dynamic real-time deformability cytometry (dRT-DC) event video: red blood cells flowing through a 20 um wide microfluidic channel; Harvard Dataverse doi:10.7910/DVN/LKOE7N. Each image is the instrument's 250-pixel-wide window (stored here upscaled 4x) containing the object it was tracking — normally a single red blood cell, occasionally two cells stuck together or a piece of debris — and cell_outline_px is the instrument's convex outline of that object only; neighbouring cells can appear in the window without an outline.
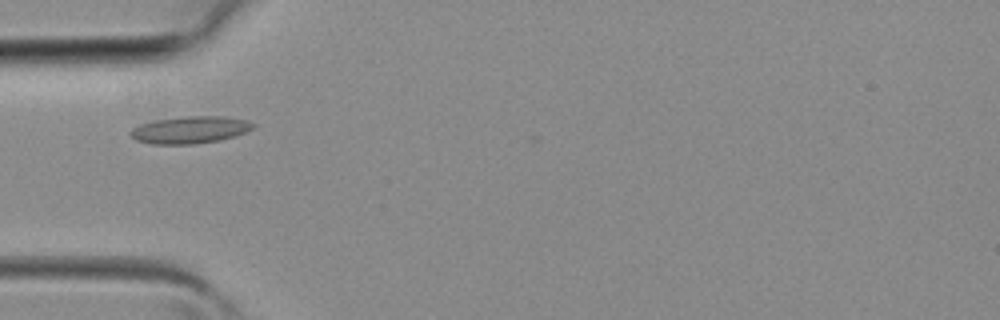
{"species": "common noctule bat (a hibernating species)", "species_latin": "Nyctalus noctula", "temperature_condition": "room temperature", "stored_images_in_passage": 25, "camera_frame_rate_fps": 3000, "um_per_image_px": 0.085, "animal": {"sex": "female", "body_mass_g": 19.3, "forearm_length_mm": 54.1}, "frame": {"image": 1, "passage_image": 5, "time_ms": 1.333, "image_size_px": [1000, 320], "cell_outline_px": [[256, 124], [252, 128], [236, 136], [220, 140], [196, 144], [152, 144], [136, 140], [128, 132], [132, 128], [140, 124], [156, 120], [184, 116], [224, 116], [248, 120]], "centroid_in_image_um": [16.16, 11.03], "position_along_channel_um": 68.8, "area_um2": 19.48}}
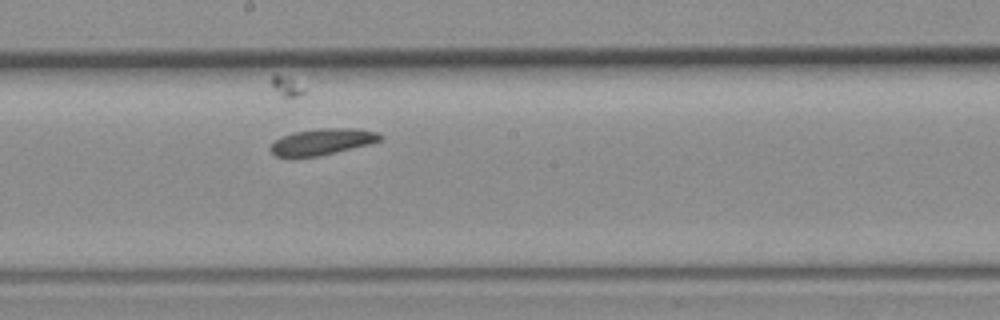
{"frame": {"image": 2, "passage_image": 14, "time_ms": 4.333, "image_size_px": [1000, 320], "cell_outline_px": [[384, 136], [380, 140], [368, 144], [320, 156], [276, 156], [272, 152], [272, 144], [280, 136], [292, 132], [316, 128], [360, 128], [376, 132]], "centroid_in_image_um": [27.42, 12.02], "position_along_channel_um": 220.8, "area_um2": 16.65}}
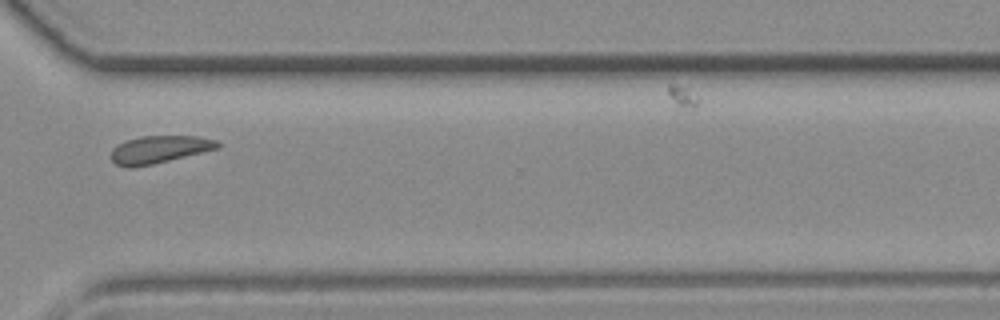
{"frame": {"image": 3, "passage_image": 22, "time_ms": 7.0, "image_size_px": [1000, 320], "cell_outline_px": [[220, 148], [152, 164], [132, 168], [128, 168], [116, 164], [112, 160], [112, 148], [128, 140], [140, 136], [200, 136], [216, 140], [220, 144]], "centroid_in_image_um": [13.56, 12.7], "position_along_channel_um": 357.0, "area_um2": 16.94}}